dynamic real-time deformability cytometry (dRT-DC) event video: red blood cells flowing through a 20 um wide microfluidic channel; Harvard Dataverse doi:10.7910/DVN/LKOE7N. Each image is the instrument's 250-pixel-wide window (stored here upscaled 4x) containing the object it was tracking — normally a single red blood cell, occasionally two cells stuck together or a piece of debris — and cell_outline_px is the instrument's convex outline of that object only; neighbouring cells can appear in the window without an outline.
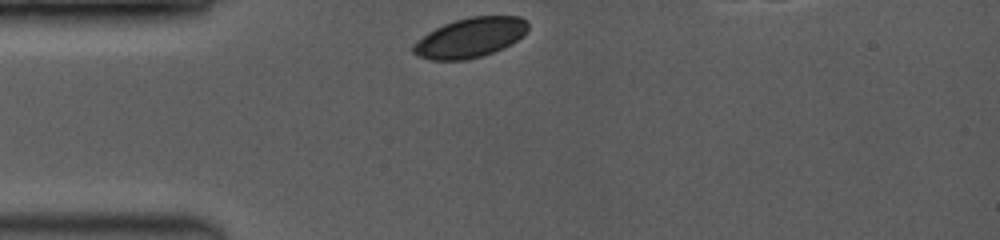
{"species": "common noctule bat (a hibernating species)", "species_latin": "Nyctalus noctula", "temperature_condition": "room temperature", "stored_images_in_passage": 16, "camera_frame_rate_fps": 3500, "um_per_image_px": 0.085, "animal": {"sex": "female", "body_mass_g": 19.0, "forearm_length_mm": 53.3}, "frame": {"image": 1, "passage_image": 1, "time_ms": 0.0, "image_size_px": [1000, 240], "cell_outline_px": [[528, 28], [516, 40], [492, 52], [480, 56], [464, 60], [432, 60], [420, 56], [412, 52], [412, 44], [416, 40], [428, 32], [444, 24], [456, 20], [472, 16], [520, 16], [528, 20]], "centroid_in_image_um": [39.93, 3.19], "position_along_channel_um": 45.1, "area_um2": 26.18}}
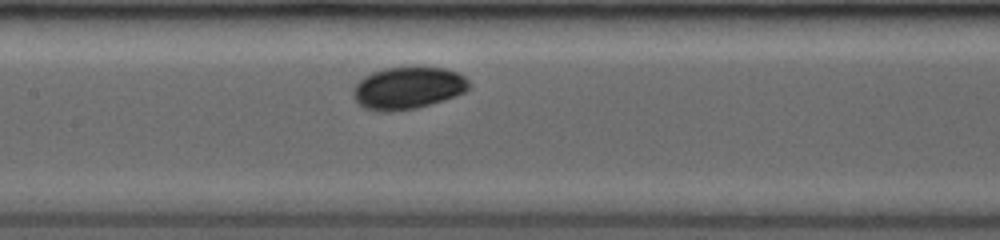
{"frame": {"image": 2, "passage_image": 10, "time_ms": 3.714, "image_size_px": [1000, 240], "cell_outline_px": [[472, 84], [464, 92], [456, 96], [444, 100], [416, 108], [388, 112], [364, 108], [352, 96], [352, 92], [356, 84], [364, 76], [372, 72], [384, 68], [444, 68], [456, 72], [464, 76]], "centroid_in_image_um": [34.67, 7.49], "position_along_channel_um": 172.7, "area_um2": 28.26}}
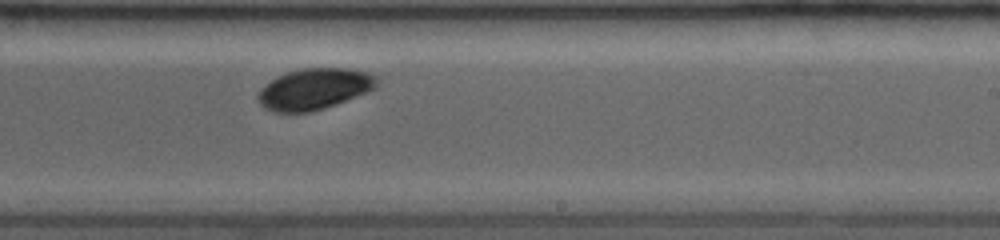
{"frame": {"image": 3, "passage_image": 16, "time_ms": 6.0, "image_size_px": [1000, 240], "cell_outline_px": [[380, 80], [376, 88], [336, 104], [324, 108], [308, 112], [272, 112], [264, 108], [260, 104], [256, 96], [260, 88], [276, 76], [300, 68], [348, 68], [368, 72], [376, 76]], "centroid_in_image_um": [26.7, 7.55], "position_along_channel_um": 262.3, "area_um2": 28.67}}